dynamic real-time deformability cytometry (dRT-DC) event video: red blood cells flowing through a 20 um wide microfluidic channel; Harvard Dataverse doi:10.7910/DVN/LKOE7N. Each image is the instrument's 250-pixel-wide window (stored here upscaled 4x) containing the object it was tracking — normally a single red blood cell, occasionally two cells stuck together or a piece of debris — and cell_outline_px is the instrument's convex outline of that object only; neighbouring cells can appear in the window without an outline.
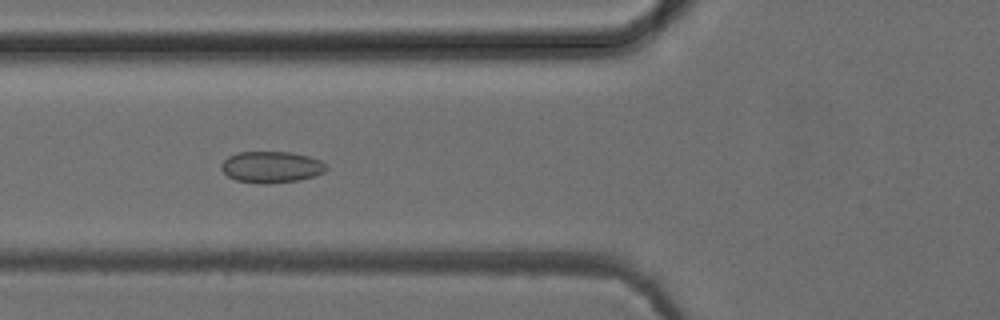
{"species": "common noctule bat (a hibernating species)", "species_latin": "Nyctalus noctula", "temperature_condition": "cold", "stored_images_in_passage": 51, "camera_frame_rate_fps": 3000, "um_per_image_px": 0.085, "animal": {"sex": "female", "body_mass_g": 24.6, "forearm_length_mm": 56.2}, "frame": {"image": 1, "passage_image": 19, "time_ms": 6.0, "image_size_px": [1000, 320], "cell_outline_px": [[328, 168], [324, 172], [300, 180], [264, 184], [260, 184], [236, 180], [228, 176], [220, 168], [220, 164], [228, 156], [240, 152], [292, 152], [308, 156], [320, 160]], "centroid_in_image_um": [23.04, 14.2], "position_along_channel_um": 102.8, "area_um2": 19.19}}
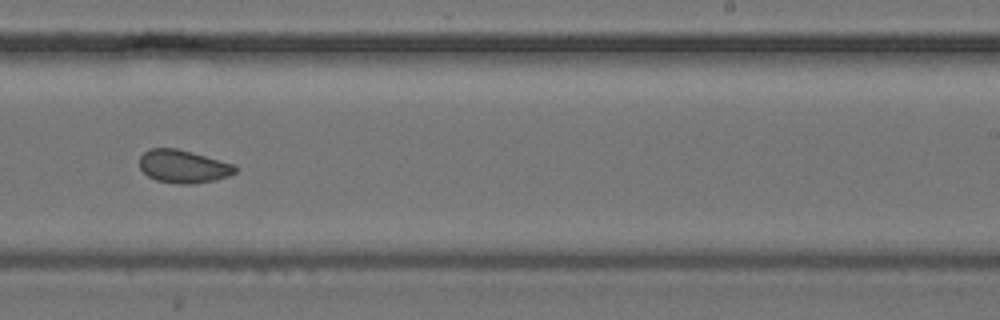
{"frame": {"image": 2, "passage_image": 32, "time_ms": 10.333, "image_size_px": [1000, 320], "cell_outline_px": [[236, 172], [228, 176], [216, 180], [192, 184], [180, 184], [156, 180], [148, 176], [140, 168], [140, 156], [148, 148], [176, 148], [192, 152], [236, 164]], "centroid_in_image_um": [15.59, 14.14], "position_along_channel_um": 273.4, "area_um2": 18.5}}
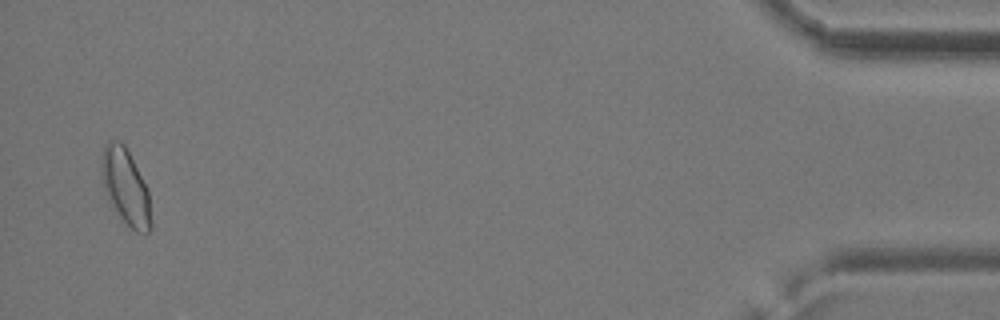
{"frame": {"image": 3, "passage_image": 50, "time_ms": 16.333, "image_size_px": [1000, 320], "cell_outline_px": [[152, 228], [148, 232], [136, 232], [120, 216], [108, 200], [104, 188], [100, 172], [100, 156], [104, 144], [108, 140], [120, 140], [124, 144], [148, 192], [152, 224]], "centroid_in_image_um": [10.63, 15.84], "position_along_channel_um": 424.6, "area_um2": 21.68}, "authors_computed_cell_mechanics": {"area_um2": 19.1896, "velocity_mm_per_s": 3.9386, "shape_relaxation_time_tau1_ms": null, "shape_relaxation_time_tau2_ms": 2.1191, "deformation_change_tau1": null, "deformation_change_tau2": 0.0621}}